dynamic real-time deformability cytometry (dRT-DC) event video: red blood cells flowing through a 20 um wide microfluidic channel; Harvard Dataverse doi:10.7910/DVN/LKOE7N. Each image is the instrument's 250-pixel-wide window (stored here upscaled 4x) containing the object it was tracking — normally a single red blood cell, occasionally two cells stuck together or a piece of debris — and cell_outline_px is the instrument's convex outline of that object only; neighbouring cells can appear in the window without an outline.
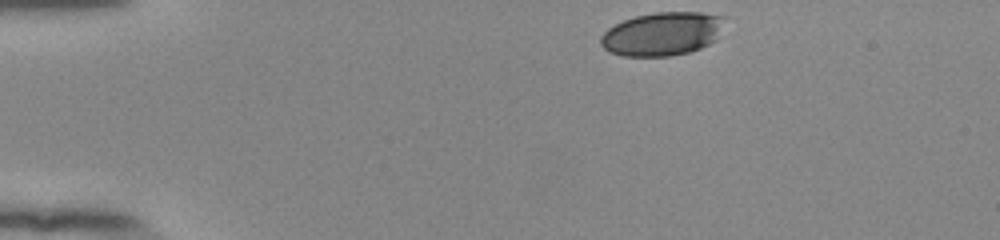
{"species": "human", "species_latin": "Homo sapiens", "temperature_condition": "room temperature", "stored_images_in_passage": 38, "camera_frame_rate_fps": 3000, "um_per_image_px": 0.085, "donor": {"sex": "female"}, "frame": {"image": 1, "passage_image": 1, "time_ms": 0.0, "image_size_px": [1000, 240], "cell_outline_px": [[724, 16], [716, 40], [700, 48], [688, 52], [668, 56], [620, 56], [608, 52], [600, 44], [600, 36], [608, 28], [624, 20], [636, 16], [656, 12], [700, 12]], "centroid_in_image_um": [56.24, 2.88], "position_along_channel_um": 28.8, "area_um2": 31.27}}
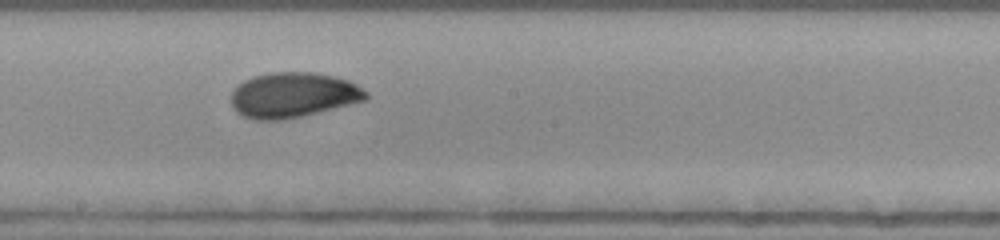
{"frame": {"image": 2, "passage_image": 22, "time_ms": 7.0, "image_size_px": [1000, 240], "cell_outline_px": [[368, 96], [364, 100], [284, 120], [252, 120], [240, 116], [232, 108], [232, 92], [244, 80], [252, 76], [272, 72], [316, 72], [336, 76], [348, 80], [356, 84], [368, 92]], "centroid_in_image_um": [24.88, 8.07], "position_along_channel_um": 223.3, "area_um2": 35.49}}
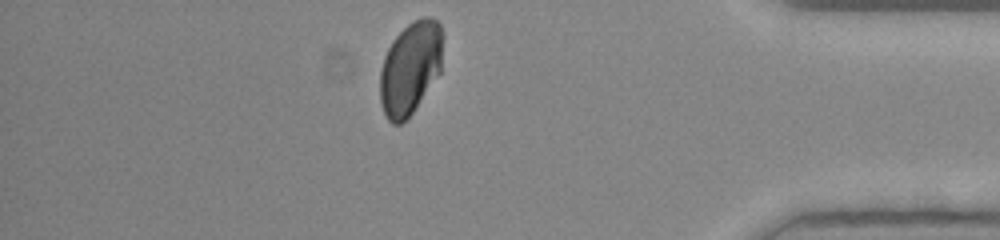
{"frame": {"image": 3, "passage_image": 38, "time_ms": 12.333, "image_size_px": [1000, 240], "cell_outline_px": [[444, 36], [440, 72], [412, 112], [400, 124], [392, 124], [388, 120], [384, 112], [380, 100], [380, 72], [384, 56], [392, 40], [412, 20], [424, 16], [432, 16], [440, 24], [444, 32]], "centroid_in_image_um": [34.89, 5.72], "position_along_channel_um": 400.3, "area_um2": 34.1}, "authors_computed_cell_mechanics": {"area_um2": 34.5355, "velocity_mm_per_s": 3.8809, "shape_relaxation_time_tau1_ms": 5.1399, "shape_relaxation_time_tau2_ms": null, "deformation_change_tau1": 0.1366, "deformation_change_tau2": null}}